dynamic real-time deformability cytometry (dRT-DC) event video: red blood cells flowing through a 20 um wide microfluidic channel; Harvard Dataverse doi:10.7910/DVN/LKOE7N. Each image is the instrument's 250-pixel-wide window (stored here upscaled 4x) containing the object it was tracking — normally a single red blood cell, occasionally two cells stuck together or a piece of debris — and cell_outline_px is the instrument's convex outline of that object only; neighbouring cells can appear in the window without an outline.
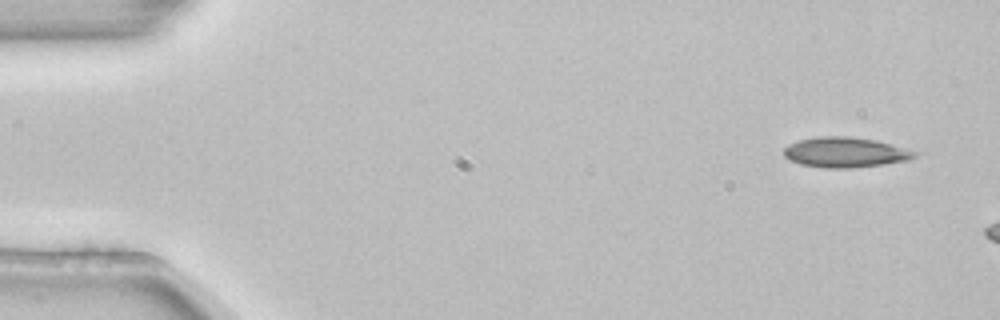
{"species": "common noctule bat (a hibernating species)", "species_latin": "Nyctalus noctula", "temperature_condition": "room temperature", "stored_images_in_passage": 3, "camera_frame_rate_fps": 3000, "um_per_image_px": 0.085, "animal": {"sex": "female", "body_mass_g": 22.7, "forearm_length_mm": 54.2}, "frame": {"image": 1, "passage_image": 1, "time_ms": 0.0, "image_size_px": [1000, 320], "cell_outline_px": [[924, 152], [920, 156], [908, 160], [884, 164], [852, 168], [824, 168], [800, 164], [788, 160], [784, 156], [784, 148], [788, 144], [800, 140], [816, 136], [848, 136], [876, 140]], "centroid_in_image_um": [71.92, 12.95], "position_along_channel_um": 13.1, "area_um2": 23.52}}